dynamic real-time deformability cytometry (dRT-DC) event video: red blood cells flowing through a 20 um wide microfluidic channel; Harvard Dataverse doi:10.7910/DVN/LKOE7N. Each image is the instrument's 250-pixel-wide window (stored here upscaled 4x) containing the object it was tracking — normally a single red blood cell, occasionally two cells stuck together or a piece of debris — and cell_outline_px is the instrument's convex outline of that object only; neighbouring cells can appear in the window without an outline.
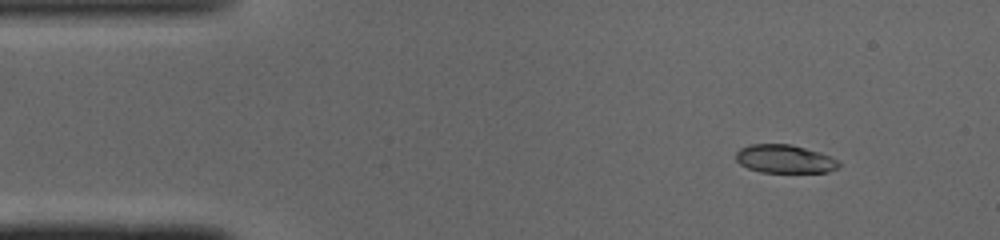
{"species": "common noctule bat (a hibernating species)", "species_latin": "Nyctalus noctula", "temperature_condition": "cold", "stored_images_in_passage": 46, "camera_frame_rate_fps": 3000, "um_per_image_px": 0.085, "animal": {"sex": "male", "body_mass_g": 19.0, "forearm_length_mm": 50.8}, "frame": {"image": 1, "passage_image": 3, "time_ms": 0.667, "image_size_px": [1000, 240], "cell_outline_px": [[840, 168], [828, 172], [760, 172], [748, 168], [740, 164], [736, 160], [736, 152], [740, 148], [748, 144], [792, 144], [820, 152], [836, 160], [840, 164]], "centroid_in_image_um": [66.68, 13.51], "position_along_channel_um": 18.3, "area_um2": 17.05}}
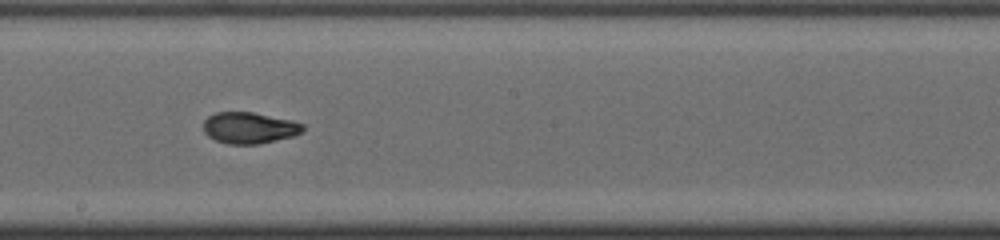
{"frame": {"image": 2, "passage_image": 24, "time_ms": 7.667, "image_size_px": [1000, 240], "cell_outline_px": [[304, 128], [300, 132], [292, 136], [260, 144], [228, 144], [216, 140], [208, 136], [204, 132], [204, 120], [208, 116], [216, 112], [252, 112], [292, 120], [304, 124]], "centroid_in_image_um": [21.18, 10.86], "position_along_channel_um": 227.0, "area_um2": 18.09}}
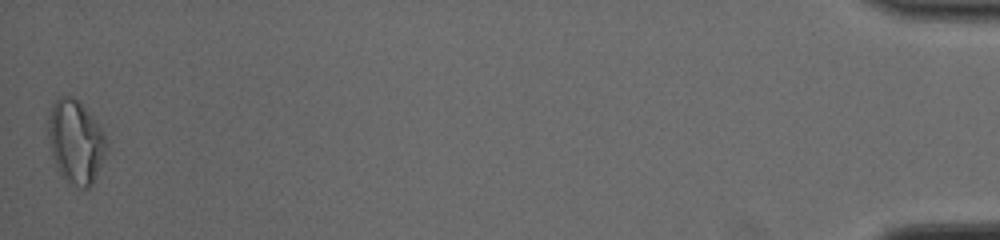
{"frame": {"image": 3, "passage_image": 46, "time_ms": 15.0, "image_size_px": [1000, 240], "cell_outline_px": [[108, 140], [104, 156], [92, 184], [88, 188], [80, 188], [68, 180], [60, 172], [52, 156], [48, 136], [48, 116], [52, 104], [60, 96], [72, 96], [88, 112], [100, 128]], "centroid_in_image_um": [6.42, 12.03], "position_along_channel_um": 428.8, "area_um2": 27.63}, "authors_computed_cell_mechanics": {"area_um2": 18.2648, "velocity_mm_per_s": 4.1015, "shape_relaxation_time_tau1_ms": 2.8498, "shape_relaxation_time_tau2_ms": 2.0448, "deformation_change_tau1": 0.1617, "deformation_change_tau2": 0.0695}}